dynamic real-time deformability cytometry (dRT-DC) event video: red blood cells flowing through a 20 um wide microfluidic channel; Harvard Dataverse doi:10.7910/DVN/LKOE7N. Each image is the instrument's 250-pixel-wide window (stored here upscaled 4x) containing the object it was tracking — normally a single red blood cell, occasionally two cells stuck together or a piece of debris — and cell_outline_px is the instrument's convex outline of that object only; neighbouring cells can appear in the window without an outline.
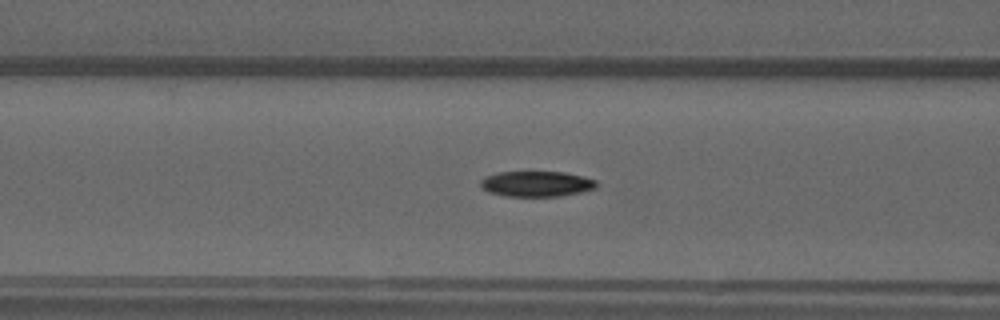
{"species": "common noctule bat (a hibernating species)", "species_latin": "Nyctalus noctula", "temperature_condition": "warm", "stored_images_in_passage": 55, "camera_frame_rate_fps": 3000, "um_per_image_px": 0.085, "animal": {"sex": "male", "forearm_length_mm": 52.5}, "frame": {"image": 1, "passage_image": 22, "time_ms": 7.0, "image_size_px": [1000, 320], "cell_outline_px": [[600, 184], [596, 188], [580, 192], [560, 196], [508, 196], [488, 192], [480, 184], [480, 180], [484, 176], [496, 172], [564, 172], [596, 180]], "centroid_in_image_um": [45.6, 15.62], "position_along_channel_um": 121.0, "area_um2": 17.22}}
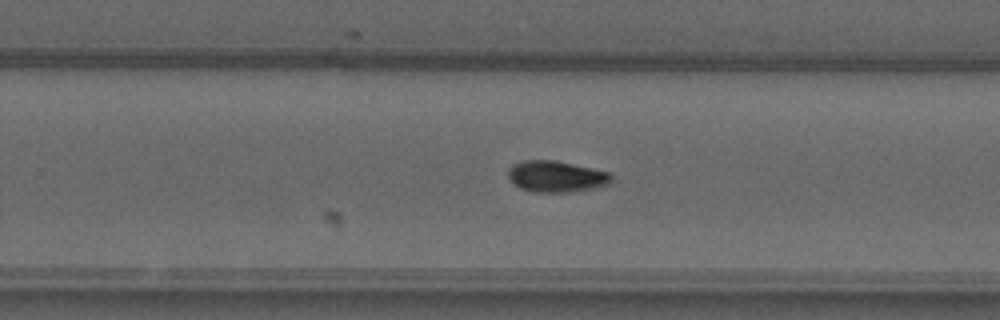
{"frame": {"image": 2, "passage_image": 35, "time_ms": 11.333, "image_size_px": [1000, 320], "cell_outline_px": [[612, 180], [608, 184], [592, 188], [572, 192], [532, 192], [520, 188], [512, 184], [508, 176], [508, 168], [512, 164], [524, 160], [556, 160], [608, 172], [612, 176]], "centroid_in_image_um": [47.22, 15.0], "position_along_channel_um": 282.6, "area_um2": 18.9}}
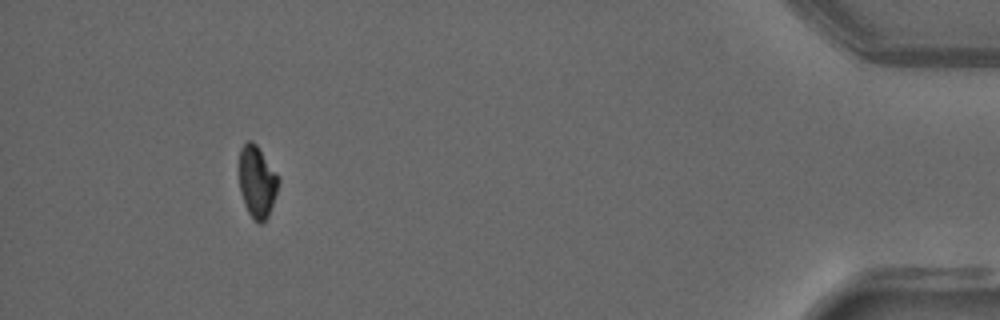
{"frame": {"image": 3, "passage_image": 51, "time_ms": 16.667, "image_size_px": [1000, 320], "cell_outline_px": [[280, 180], [268, 216], [260, 224], [252, 220], [244, 204], [240, 192], [240, 148], [248, 140], [252, 140], [256, 144], [280, 176]], "centroid_in_image_um": [21.86, 15.44], "position_along_channel_um": 413.3, "area_um2": 16.47}, "authors_computed_cell_mechanics": {"area_um2": 17.2822, "velocity_mm_per_s": 3.7374, "shape_relaxation_time_tau1_ms": 4.8593, "shape_relaxation_time_tau2_ms": null, "deformation_change_tau1": 0.1331, "deformation_change_tau2": null}}